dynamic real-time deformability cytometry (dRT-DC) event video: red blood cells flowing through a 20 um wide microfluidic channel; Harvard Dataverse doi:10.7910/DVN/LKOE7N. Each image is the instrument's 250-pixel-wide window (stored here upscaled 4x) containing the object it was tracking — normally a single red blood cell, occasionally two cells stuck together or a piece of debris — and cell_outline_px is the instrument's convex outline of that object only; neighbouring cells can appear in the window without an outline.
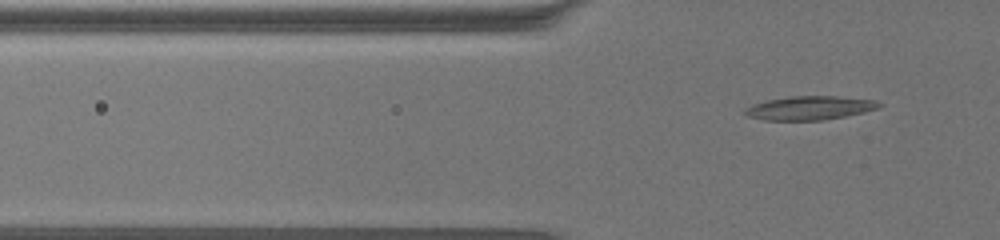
{"species": "common noctule bat (a hibernating species)", "species_latin": "Nyctalus noctula", "temperature_condition": "warm", "stored_images_in_passage": 43, "camera_frame_rate_fps": 3000, "um_per_image_px": 0.085, "animal": {"sex": "female", "body_mass_g": 19.5, "forearm_length_mm": 54.1}, "frame": {"image": 1, "passage_image": 4, "time_ms": 1.0, "image_size_px": [1000, 240], "cell_outline_px": [[884, 104], [880, 108], [864, 112], [844, 116], [820, 120], [764, 120], [744, 116], [744, 108], [752, 104], [768, 100], [792, 96], [836, 96], [872, 100]], "centroid_in_image_um": [68.79, 9.18], "position_along_channel_um": 57.0, "area_um2": 18.55}}
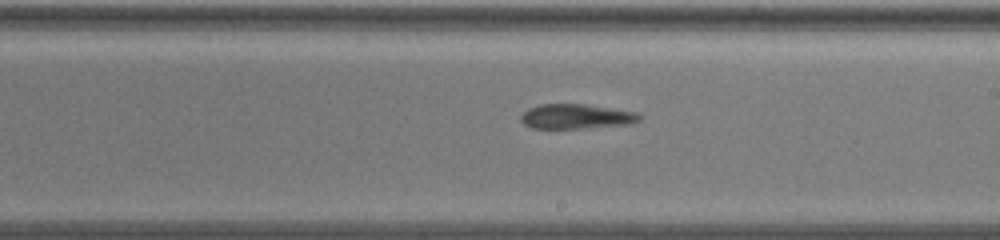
{"frame": {"image": 2, "passage_image": 23, "time_ms": 7.333, "image_size_px": [1000, 240], "cell_outline_px": [[644, 116], [640, 120], [632, 124], [584, 128], [532, 128], [524, 124], [520, 120], [520, 116], [528, 108], [540, 104], [584, 104], [636, 112]], "centroid_in_image_um": [48.99, 9.9], "position_along_channel_um": 240.0, "area_um2": 17.17}}
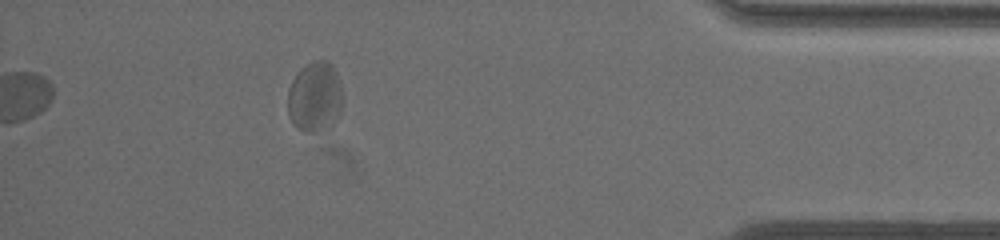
{"frame": {"image": 3, "passage_image": 43, "time_ms": 14.0, "image_size_px": [1000, 240], "cell_outline_px": [[340, 112], [332, 128], [324, 132], [304, 132], [296, 128], [292, 124], [288, 116], [288, 88], [292, 80], [300, 68], [316, 60], [328, 60], [332, 64], [336, 72], [340, 88]], "centroid_in_image_um": [26.74, 8.29], "position_along_channel_um": 408.5, "area_um2": 22.77}, "authors_computed_cell_mechanics": {"area_um2": 18.4382, "velocity_mm_per_s": 3.1208, "shape_relaxation_time_tau1_ms": null, "shape_relaxation_time_tau2_ms": 1.7745, "deformation_change_tau1": null, "deformation_change_tau2": 0.0638}}